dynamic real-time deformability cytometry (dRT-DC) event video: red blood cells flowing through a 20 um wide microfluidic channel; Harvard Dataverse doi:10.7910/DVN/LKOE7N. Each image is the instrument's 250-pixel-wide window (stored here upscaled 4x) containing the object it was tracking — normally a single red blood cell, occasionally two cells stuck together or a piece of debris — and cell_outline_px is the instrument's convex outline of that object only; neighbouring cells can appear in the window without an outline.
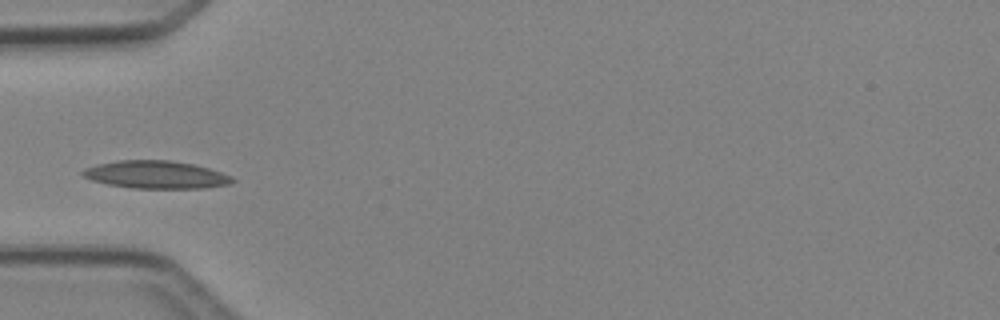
{"species": "Egyptian fruit bat (a non-hibernating species)", "species_latin": "Rousettus aegyptiacus", "temperature_condition": "cold", "stored_images_in_passage": 4, "camera_frame_rate_fps": 3000, "um_per_image_px": 0.085, "animal": {"sex": "female"}, "frame": {"image": 1, "passage_image": 3, "time_ms": 2.333, "image_size_px": [1000, 320], "cell_outline_px": [[236, 180], [228, 184], [204, 188], [132, 188], [108, 184], [92, 180], [84, 176], [80, 172], [84, 168], [96, 164], [120, 160], [172, 160], [192, 164], [208, 168], [232, 176]], "centroid_in_image_um": [13.24, 14.84], "position_along_channel_um": 71.8, "area_um2": 24.1}}
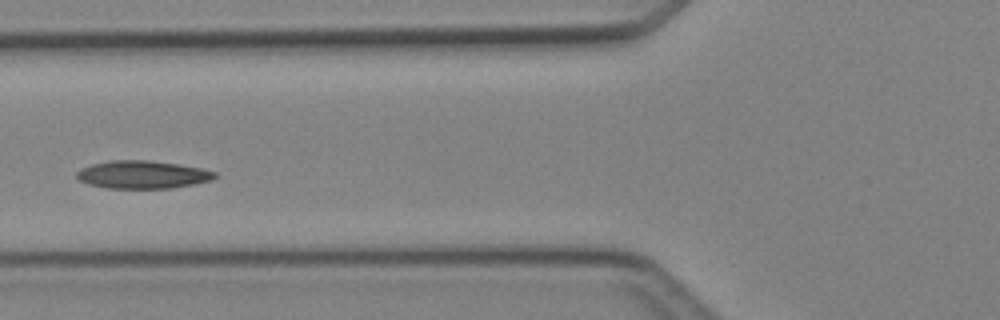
{"frame": {"image": 2, "passage_image": 4, "time_ms": 3.333, "image_size_px": [1000, 320], "cell_outline_px": [[216, 176], [212, 180], [172, 188], [108, 188], [88, 184], [80, 180], [76, 176], [76, 172], [80, 168], [92, 164], [108, 160], [148, 160], [176, 164], [200, 168], [216, 172]], "centroid_in_image_um": [12.08, 14.84], "position_along_channel_um": 113.7, "area_um2": 22.31}}